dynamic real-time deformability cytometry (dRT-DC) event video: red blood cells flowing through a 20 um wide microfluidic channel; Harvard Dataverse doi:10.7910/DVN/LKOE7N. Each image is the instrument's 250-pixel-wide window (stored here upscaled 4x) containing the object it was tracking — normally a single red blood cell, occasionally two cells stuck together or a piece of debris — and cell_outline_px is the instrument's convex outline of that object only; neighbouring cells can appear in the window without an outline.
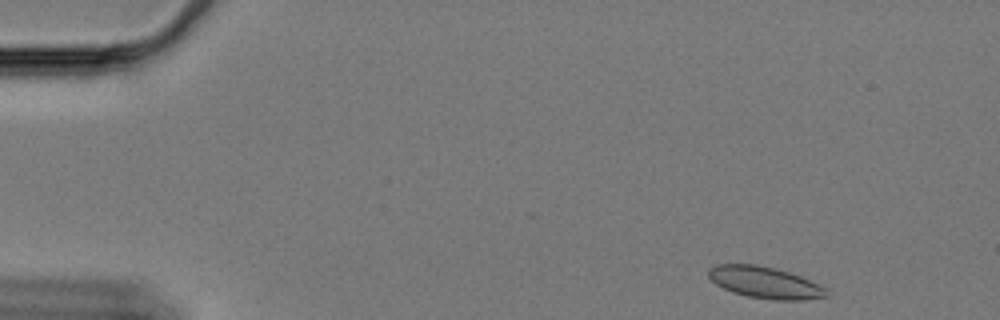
{"species": "Egyptian fruit bat (a non-hibernating species)", "species_latin": "Rousettus aegyptiacus", "temperature_condition": "cold", "stored_images_in_passage": 55, "camera_frame_rate_fps": 3000, "um_per_image_px": 0.085, "animal": {"sex": "female"}, "frame": {"image": 1, "passage_image": 1, "time_ms": 0.0, "image_size_px": [1000, 320], "cell_outline_px": [[832, 296], [804, 300], [772, 300], [748, 296], [732, 292], [716, 284], [708, 276], [708, 268], [716, 264], [756, 264], [776, 268], [800, 276], [828, 288]], "centroid_in_image_um": [65.07, 24.02], "position_along_channel_um": 19.9, "area_um2": 22.02}}
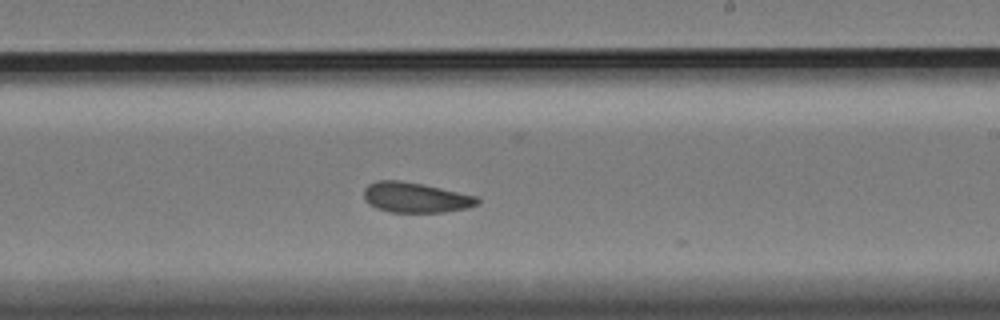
{"frame": {"image": 2, "passage_image": 31, "time_ms": 10.0, "image_size_px": [1000, 320], "cell_outline_px": [[480, 204], [468, 208], [444, 212], [388, 212], [376, 208], [368, 204], [364, 196], [364, 188], [368, 184], [376, 180], [400, 180], [424, 184], [476, 196], [480, 200]], "centroid_in_image_um": [35.31, 16.78], "position_along_channel_um": 253.7, "area_um2": 20.17}}
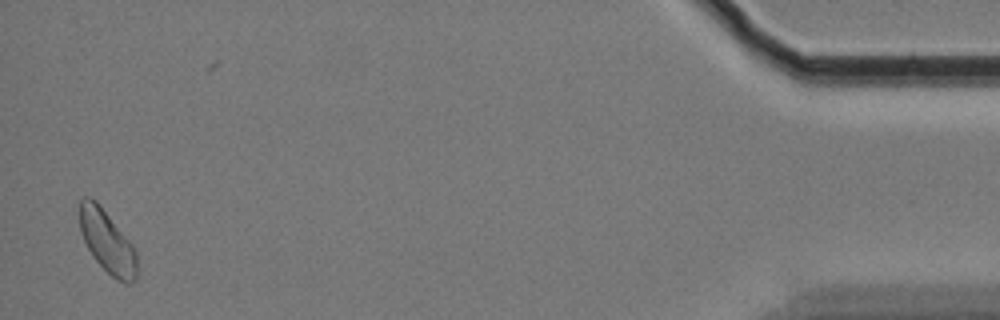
{"frame": {"image": 3, "passage_image": 54, "time_ms": 17.667, "image_size_px": [1000, 320], "cell_outline_px": [[136, 280], [132, 284], [128, 284], [116, 280], [92, 256], [80, 232], [80, 200], [84, 196], [88, 196], [96, 200], [100, 204], [132, 244], [136, 252]], "centroid_in_image_um": [9.11, 20.54], "position_along_channel_um": 426.1, "area_um2": 20.81}, "authors_computed_cell_mechanics": {"area_um2": 20.6346, "velocity_mm_per_s": 3.2967, "shape_relaxation_time_tau1_ms": null, "shape_relaxation_time_tau2_ms": 2.4543, "deformation_change_tau1": null, "deformation_change_tau2": 0.0431}}